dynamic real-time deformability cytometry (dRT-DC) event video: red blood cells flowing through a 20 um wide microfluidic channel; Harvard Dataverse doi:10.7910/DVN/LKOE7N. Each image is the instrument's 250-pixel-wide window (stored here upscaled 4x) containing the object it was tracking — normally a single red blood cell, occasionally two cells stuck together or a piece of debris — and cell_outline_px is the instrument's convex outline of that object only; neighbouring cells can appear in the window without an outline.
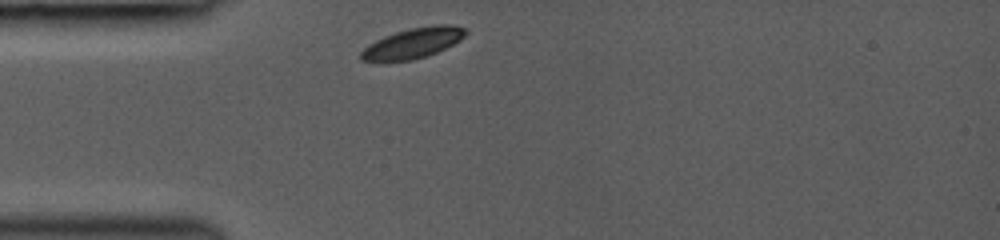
{"species": "common noctule bat (a hibernating species)", "species_latin": "Nyctalus noctula", "temperature_condition": "room temperature", "stored_images_in_passage": 28, "camera_frame_rate_fps": 3000, "um_per_image_px": 0.085, "animal": {"sex": "female", "body_mass_g": 19.0, "forearm_length_mm": 53.3}, "frame": {"image": 1, "passage_image": 1, "time_ms": 0.0, "image_size_px": [1000, 240], "cell_outline_px": [[468, 32], [460, 40], [436, 52], [412, 60], [384, 64], [380, 64], [360, 60], [360, 52], [368, 44], [384, 36], [408, 28], [436, 24], [452, 24], [468, 28]], "centroid_in_image_um": [35.04, 3.69], "position_along_channel_um": 50.0, "area_um2": 19.13}}
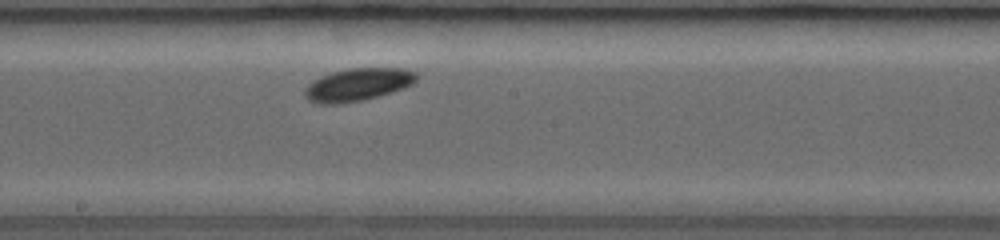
{"frame": {"image": 2, "passage_image": 14, "time_ms": 4.333, "image_size_px": [1000, 240], "cell_outline_px": [[416, 80], [412, 84], [404, 88], [376, 96], [360, 100], [340, 104], [316, 104], [308, 100], [304, 92], [308, 84], [312, 80], [320, 76], [332, 72], [348, 68], [400, 68], [416, 72]], "centroid_in_image_um": [30.37, 7.19], "position_along_channel_um": 217.8, "area_um2": 21.15}}
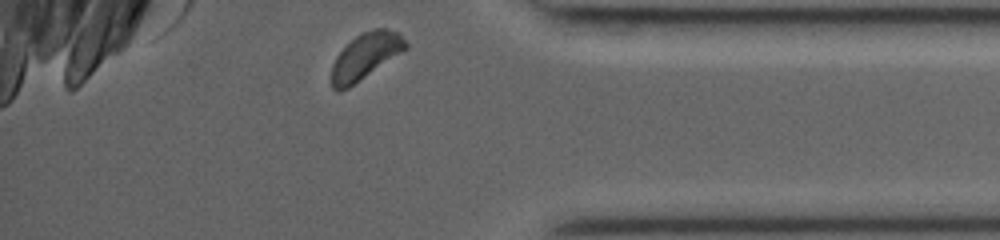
{"frame": {"image": 3, "passage_image": 28, "time_ms": 9.0, "image_size_px": [1000, 240], "cell_outline_px": [[408, 48], [348, 88], [340, 92], [336, 92], [332, 88], [332, 64], [336, 56], [356, 36], [364, 32], [376, 28], [384, 28], [400, 32], [408, 44]], "centroid_in_image_um": [31.08, 4.78], "position_along_channel_um": 404.1, "area_um2": 19.71}, "authors_computed_cell_mechanics": {"area_um2": 20.2011, "velocity_mm_per_s": 4.1481, "shape_relaxation_time_tau1_ms": 0.8675, "shape_relaxation_time_tau2_ms": null, "deformation_change_tau1": 0.0569, "deformation_change_tau2": null}}